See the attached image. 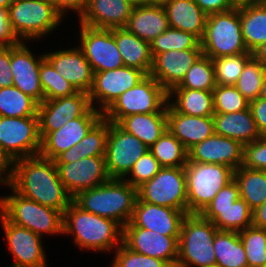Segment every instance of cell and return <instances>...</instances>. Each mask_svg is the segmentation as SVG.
<instances>
[{
  "mask_svg": "<svg viewBox=\"0 0 266 267\" xmlns=\"http://www.w3.org/2000/svg\"><path fill=\"white\" fill-rule=\"evenodd\" d=\"M10 187L24 197L62 214L73 199L59 178L55 160L40 154L15 161Z\"/></svg>",
  "mask_w": 266,
  "mask_h": 267,
  "instance_id": "obj_1",
  "label": "cell"
},
{
  "mask_svg": "<svg viewBox=\"0 0 266 267\" xmlns=\"http://www.w3.org/2000/svg\"><path fill=\"white\" fill-rule=\"evenodd\" d=\"M63 234H73L74 244L81 249L100 252L116 250L123 243L118 222L84 211L73 201L63 213Z\"/></svg>",
  "mask_w": 266,
  "mask_h": 267,
  "instance_id": "obj_2",
  "label": "cell"
},
{
  "mask_svg": "<svg viewBox=\"0 0 266 267\" xmlns=\"http://www.w3.org/2000/svg\"><path fill=\"white\" fill-rule=\"evenodd\" d=\"M138 189L124 179L110 178L102 185L78 192L72 201L84 211L112 219L122 227L133 215Z\"/></svg>",
  "mask_w": 266,
  "mask_h": 267,
  "instance_id": "obj_3",
  "label": "cell"
},
{
  "mask_svg": "<svg viewBox=\"0 0 266 267\" xmlns=\"http://www.w3.org/2000/svg\"><path fill=\"white\" fill-rule=\"evenodd\" d=\"M217 227L200 214H187L178 239L176 267L216 266L213 243Z\"/></svg>",
  "mask_w": 266,
  "mask_h": 267,
  "instance_id": "obj_4",
  "label": "cell"
},
{
  "mask_svg": "<svg viewBox=\"0 0 266 267\" xmlns=\"http://www.w3.org/2000/svg\"><path fill=\"white\" fill-rule=\"evenodd\" d=\"M13 195L0 197V212L13 224L27 228L40 237L63 234V214L24 197L12 187Z\"/></svg>",
  "mask_w": 266,
  "mask_h": 267,
  "instance_id": "obj_5",
  "label": "cell"
},
{
  "mask_svg": "<svg viewBox=\"0 0 266 267\" xmlns=\"http://www.w3.org/2000/svg\"><path fill=\"white\" fill-rule=\"evenodd\" d=\"M188 214H200L215 195L234 179V169L222 164L197 163L189 159L185 165Z\"/></svg>",
  "mask_w": 266,
  "mask_h": 267,
  "instance_id": "obj_6",
  "label": "cell"
},
{
  "mask_svg": "<svg viewBox=\"0 0 266 267\" xmlns=\"http://www.w3.org/2000/svg\"><path fill=\"white\" fill-rule=\"evenodd\" d=\"M201 48L202 54L210 58L249 52L241 31L239 4L231 10L208 15Z\"/></svg>",
  "mask_w": 266,
  "mask_h": 267,
  "instance_id": "obj_7",
  "label": "cell"
},
{
  "mask_svg": "<svg viewBox=\"0 0 266 267\" xmlns=\"http://www.w3.org/2000/svg\"><path fill=\"white\" fill-rule=\"evenodd\" d=\"M8 9L12 29L21 42L51 33L64 17L50 0H13Z\"/></svg>",
  "mask_w": 266,
  "mask_h": 267,
  "instance_id": "obj_8",
  "label": "cell"
},
{
  "mask_svg": "<svg viewBox=\"0 0 266 267\" xmlns=\"http://www.w3.org/2000/svg\"><path fill=\"white\" fill-rule=\"evenodd\" d=\"M168 92L150 75L121 94L103 113V117L117 124L131 114L167 112Z\"/></svg>",
  "mask_w": 266,
  "mask_h": 267,
  "instance_id": "obj_9",
  "label": "cell"
},
{
  "mask_svg": "<svg viewBox=\"0 0 266 267\" xmlns=\"http://www.w3.org/2000/svg\"><path fill=\"white\" fill-rule=\"evenodd\" d=\"M138 198L150 204L188 212L185 167H162L138 188Z\"/></svg>",
  "mask_w": 266,
  "mask_h": 267,
  "instance_id": "obj_10",
  "label": "cell"
},
{
  "mask_svg": "<svg viewBox=\"0 0 266 267\" xmlns=\"http://www.w3.org/2000/svg\"><path fill=\"white\" fill-rule=\"evenodd\" d=\"M0 145L14 161L39 155V117L0 116Z\"/></svg>",
  "mask_w": 266,
  "mask_h": 267,
  "instance_id": "obj_11",
  "label": "cell"
},
{
  "mask_svg": "<svg viewBox=\"0 0 266 267\" xmlns=\"http://www.w3.org/2000/svg\"><path fill=\"white\" fill-rule=\"evenodd\" d=\"M148 150L149 148L136 136L109 122L105 162L110 178H125L135 162Z\"/></svg>",
  "mask_w": 266,
  "mask_h": 267,
  "instance_id": "obj_12",
  "label": "cell"
},
{
  "mask_svg": "<svg viewBox=\"0 0 266 267\" xmlns=\"http://www.w3.org/2000/svg\"><path fill=\"white\" fill-rule=\"evenodd\" d=\"M80 46H78L93 72L113 70L124 66L117 48L113 29L93 28L80 24Z\"/></svg>",
  "mask_w": 266,
  "mask_h": 267,
  "instance_id": "obj_13",
  "label": "cell"
},
{
  "mask_svg": "<svg viewBox=\"0 0 266 267\" xmlns=\"http://www.w3.org/2000/svg\"><path fill=\"white\" fill-rule=\"evenodd\" d=\"M146 76L143 71L127 66L95 72L89 92L91 106L95 108V102L99 103L97 109L104 113L121 94L136 86Z\"/></svg>",
  "mask_w": 266,
  "mask_h": 267,
  "instance_id": "obj_14",
  "label": "cell"
},
{
  "mask_svg": "<svg viewBox=\"0 0 266 267\" xmlns=\"http://www.w3.org/2000/svg\"><path fill=\"white\" fill-rule=\"evenodd\" d=\"M91 107L89 93L82 91L40 103L38 117L41 141L49 133L59 130L66 122L82 117Z\"/></svg>",
  "mask_w": 266,
  "mask_h": 267,
  "instance_id": "obj_15",
  "label": "cell"
},
{
  "mask_svg": "<svg viewBox=\"0 0 266 267\" xmlns=\"http://www.w3.org/2000/svg\"><path fill=\"white\" fill-rule=\"evenodd\" d=\"M0 221L13 255L12 267H47L42 240L31 230L11 223L1 212Z\"/></svg>",
  "mask_w": 266,
  "mask_h": 267,
  "instance_id": "obj_16",
  "label": "cell"
},
{
  "mask_svg": "<svg viewBox=\"0 0 266 267\" xmlns=\"http://www.w3.org/2000/svg\"><path fill=\"white\" fill-rule=\"evenodd\" d=\"M59 178L66 191L74 197L78 192L107 182L105 156H90L70 163H56Z\"/></svg>",
  "mask_w": 266,
  "mask_h": 267,
  "instance_id": "obj_17",
  "label": "cell"
},
{
  "mask_svg": "<svg viewBox=\"0 0 266 267\" xmlns=\"http://www.w3.org/2000/svg\"><path fill=\"white\" fill-rule=\"evenodd\" d=\"M102 117L103 113L97 107H91L82 117L66 122L41 141L40 155L55 160L61 153L78 144Z\"/></svg>",
  "mask_w": 266,
  "mask_h": 267,
  "instance_id": "obj_18",
  "label": "cell"
},
{
  "mask_svg": "<svg viewBox=\"0 0 266 267\" xmlns=\"http://www.w3.org/2000/svg\"><path fill=\"white\" fill-rule=\"evenodd\" d=\"M179 236L162 235L136 226L123 227V243L132 251L168 262L176 267Z\"/></svg>",
  "mask_w": 266,
  "mask_h": 267,
  "instance_id": "obj_19",
  "label": "cell"
},
{
  "mask_svg": "<svg viewBox=\"0 0 266 267\" xmlns=\"http://www.w3.org/2000/svg\"><path fill=\"white\" fill-rule=\"evenodd\" d=\"M187 214L188 212L150 204L137 198L131 220L125 226L145 228L167 236H180Z\"/></svg>",
  "mask_w": 266,
  "mask_h": 267,
  "instance_id": "obj_20",
  "label": "cell"
},
{
  "mask_svg": "<svg viewBox=\"0 0 266 267\" xmlns=\"http://www.w3.org/2000/svg\"><path fill=\"white\" fill-rule=\"evenodd\" d=\"M44 58V54L36 58L24 42L11 46L13 86L35 99L39 104L44 101L39 78L40 65Z\"/></svg>",
  "mask_w": 266,
  "mask_h": 267,
  "instance_id": "obj_21",
  "label": "cell"
},
{
  "mask_svg": "<svg viewBox=\"0 0 266 267\" xmlns=\"http://www.w3.org/2000/svg\"><path fill=\"white\" fill-rule=\"evenodd\" d=\"M244 146L236 140L213 134L188 151V159L197 163L222 164L238 169L243 165Z\"/></svg>",
  "mask_w": 266,
  "mask_h": 267,
  "instance_id": "obj_22",
  "label": "cell"
},
{
  "mask_svg": "<svg viewBox=\"0 0 266 267\" xmlns=\"http://www.w3.org/2000/svg\"><path fill=\"white\" fill-rule=\"evenodd\" d=\"M201 54L202 48L170 50L156 54L149 75L169 92L183 80L188 69Z\"/></svg>",
  "mask_w": 266,
  "mask_h": 267,
  "instance_id": "obj_23",
  "label": "cell"
},
{
  "mask_svg": "<svg viewBox=\"0 0 266 267\" xmlns=\"http://www.w3.org/2000/svg\"><path fill=\"white\" fill-rule=\"evenodd\" d=\"M56 72L70 82L77 91L89 93L94 72L79 47L44 54Z\"/></svg>",
  "mask_w": 266,
  "mask_h": 267,
  "instance_id": "obj_24",
  "label": "cell"
},
{
  "mask_svg": "<svg viewBox=\"0 0 266 267\" xmlns=\"http://www.w3.org/2000/svg\"><path fill=\"white\" fill-rule=\"evenodd\" d=\"M134 6L127 0H89L79 22L100 29L125 28Z\"/></svg>",
  "mask_w": 266,
  "mask_h": 267,
  "instance_id": "obj_25",
  "label": "cell"
},
{
  "mask_svg": "<svg viewBox=\"0 0 266 267\" xmlns=\"http://www.w3.org/2000/svg\"><path fill=\"white\" fill-rule=\"evenodd\" d=\"M167 129L189 151L196 144L214 134L213 116H189L177 112L167 103Z\"/></svg>",
  "mask_w": 266,
  "mask_h": 267,
  "instance_id": "obj_26",
  "label": "cell"
},
{
  "mask_svg": "<svg viewBox=\"0 0 266 267\" xmlns=\"http://www.w3.org/2000/svg\"><path fill=\"white\" fill-rule=\"evenodd\" d=\"M125 28L142 40L151 42L169 28L163 6L140 3L135 5Z\"/></svg>",
  "mask_w": 266,
  "mask_h": 267,
  "instance_id": "obj_27",
  "label": "cell"
},
{
  "mask_svg": "<svg viewBox=\"0 0 266 267\" xmlns=\"http://www.w3.org/2000/svg\"><path fill=\"white\" fill-rule=\"evenodd\" d=\"M214 133L239 141L243 146L261 137L250 107L233 113L213 115Z\"/></svg>",
  "mask_w": 266,
  "mask_h": 267,
  "instance_id": "obj_28",
  "label": "cell"
},
{
  "mask_svg": "<svg viewBox=\"0 0 266 267\" xmlns=\"http://www.w3.org/2000/svg\"><path fill=\"white\" fill-rule=\"evenodd\" d=\"M163 7L169 27L190 32L200 40L203 38L208 15L194 0H171Z\"/></svg>",
  "mask_w": 266,
  "mask_h": 267,
  "instance_id": "obj_29",
  "label": "cell"
},
{
  "mask_svg": "<svg viewBox=\"0 0 266 267\" xmlns=\"http://www.w3.org/2000/svg\"><path fill=\"white\" fill-rule=\"evenodd\" d=\"M113 36L124 66L139 69L149 75L153 63L150 42L140 39L126 28H114Z\"/></svg>",
  "mask_w": 266,
  "mask_h": 267,
  "instance_id": "obj_30",
  "label": "cell"
},
{
  "mask_svg": "<svg viewBox=\"0 0 266 267\" xmlns=\"http://www.w3.org/2000/svg\"><path fill=\"white\" fill-rule=\"evenodd\" d=\"M117 125L150 148L167 130V112L131 114L123 117Z\"/></svg>",
  "mask_w": 266,
  "mask_h": 267,
  "instance_id": "obj_31",
  "label": "cell"
},
{
  "mask_svg": "<svg viewBox=\"0 0 266 267\" xmlns=\"http://www.w3.org/2000/svg\"><path fill=\"white\" fill-rule=\"evenodd\" d=\"M241 31L249 52L266 42V5L261 2L239 4Z\"/></svg>",
  "mask_w": 266,
  "mask_h": 267,
  "instance_id": "obj_32",
  "label": "cell"
},
{
  "mask_svg": "<svg viewBox=\"0 0 266 267\" xmlns=\"http://www.w3.org/2000/svg\"><path fill=\"white\" fill-rule=\"evenodd\" d=\"M171 98L175 101L172 102ZM168 103L177 112L189 116L207 117L215 114L212 91L172 88L168 92Z\"/></svg>",
  "mask_w": 266,
  "mask_h": 267,
  "instance_id": "obj_33",
  "label": "cell"
},
{
  "mask_svg": "<svg viewBox=\"0 0 266 267\" xmlns=\"http://www.w3.org/2000/svg\"><path fill=\"white\" fill-rule=\"evenodd\" d=\"M253 210L242 199H237L227 209H204L200 215L217 227L218 230L240 232L252 225Z\"/></svg>",
  "mask_w": 266,
  "mask_h": 267,
  "instance_id": "obj_34",
  "label": "cell"
},
{
  "mask_svg": "<svg viewBox=\"0 0 266 267\" xmlns=\"http://www.w3.org/2000/svg\"><path fill=\"white\" fill-rule=\"evenodd\" d=\"M218 267H248L246 253L239 233L217 230L213 243Z\"/></svg>",
  "mask_w": 266,
  "mask_h": 267,
  "instance_id": "obj_35",
  "label": "cell"
},
{
  "mask_svg": "<svg viewBox=\"0 0 266 267\" xmlns=\"http://www.w3.org/2000/svg\"><path fill=\"white\" fill-rule=\"evenodd\" d=\"M240 188V198L254 210L266 201V171L245 168L234 170Z\"/></svg>",
  "mask_w": 266,
  "mask_h": 267,
  "instance_id": "obj_36",
  "label": "cell"
},
{
  "mask_svg": "<svg viewBox=\"0 0 266 267\" xmlns=\"http://www.w3.org/2000/svg\"><path fill=\"white\" fill-rule=\"evenodd\" d=\"M39 103L15 86L0 88V116H38Z\"/></svg>",
  "mask_w": 266,
  "mask_h": 267,
  "instance_id": "obj_37",
  "label": "cell"
},
{
  "mask_svg": "<svg viewBox=\"0 0 266 267\" xmlns=\"http://www.w3.org/2000/svg\"><path fill=\"white\" fill-rule=\"evenodd\" d=\"M162 167H185L188 151L183 144L167 129L149 148Z\"/></svg>",
  "mask_w": 266,
  "mask_h": 267,
  "instance_id": "obj_38",
  "label": "cell"
},
{
  "mask_svg": "<svg viewBox=\"0 0 266 267\" xmlns=\"http://www.w3.org/2000/svg\"><path fill=\"white\" fill-rule=\"evenodd\" d=\"M216 87L212 59L201 54L188 69L183 80L173 88L212 91Z\"/></svg>",
  "mask_w": 266,
  "mask_h": 267,
  "instance_id": "obj_39",
  "label": "cell"
},
{
  "mask_svg": "<svg viewBox=\"0 0 266 267\" xmlns=\"http://www.w3.org/2000/svg\"><path fill=\"white\" fill-rule=\"evenodd\" d=\"M151 54L154 57L170 50L201 48V40L190 32L169 27L150 42Z\"/></svg>",
  "mask_w": 266,
  "mask_h": 267,
  "instance_id": "obj_40",
  "label": "cell"
},
{
  "mask_svg": "<svg viewBox=\"0 0 266 267\" xmlns=\"http://www.w3.org/2000/svg\"><path fill=\"white\" fill-rule=\"evenodd\" d=\"M39 78L44 93V101L66 97L77 92L70 82L56 72L46 58L41 61Z\"/></svg>",
  "mask_w": 266,
  "mask_h": 267,
  "instance_id": "obj_41",
  "label": "cell"
},
{
  "mask_svg": "<svg viewBox=\"0 0 266 267\" xmlns=\"http://www.w3.org/2000/svg\"><path fill=\"white\" fill-rule=\"evenodd\" d=\"M265 78L266 67L253 56L246 63L234 86L249 102H252L259 98Z\"/></svg>",
  "mask_w": 266,
  "mask_h": 267,
  "instance_id": "obj_42",
  "label": "cell"
},
{
  "mask_svg": "<svg viewBox=\"0 0 266 267\" xmlns=\"http://www.w3.org/2000/svg\"><path fill=\"white\" fill-rule=\"evenodd\" d=\"M252 52L211 58L214 65L216 85H235Z\"/></svg>",
  "mask_w": 266,
  "mask_h": 267,
  "instance_id": "obj_43",
  "label": "cell"
},
{
  "mask_svg": "<svg viewBox=\"0 0 266 267\" xmlns=\"http://www.w3.org/2000/svg\"><path fill=\"white\" fill-rule=\"evenodd\" d=\"M238 233L245 249L248 267H263L266 264V230L251 225Z\"/></svg>",
  "mask_w": 266,
  "mask_h": 267,
  "instance_id": "obj_44",
  "label": "cell"
},
{
  "mask_svg": "<svg viewBox=\"0 0 266 267\" xmlns=\"http://www.w3.org/2000/svg\"><path fill=\"white\" fill-rule=\"evenodd\" d=\"M212 92L215 113H233L250 107V102L234 85H216Z\"/></svg>",
  "mask_w": 266,
  "mask_h": 267,
  "instance_id": "obj_45",
  "label": "cell"
},
{
  "mask_svg": "<svg viewBox=\"0 0 266 267\" xmlns=\"http://www.w3.org/2000/svg\"><path fill=\"white\" fill-rule=\"evenodd\" d=\"M109 121L102 117L78 143L82 158L105 156Z\"/></svg>",
  "mask_w": 266,
  "mask_h": 267,
  "instance_id": "obj_46",
  "label": "cell"
},
{
  "mask_svg": "<svg viewBox=\"0 0 266 267\" xmlns=\"http://www.w3.org/2000/svg\"><path fill=\"white\" fill-rule=\"evenodd\" d=\"M115 252L110 267H172L166 261L132 251L124 243Z\"/></svg>",
  "mask_w": 266,
  "mask_h": 267,
  "instance_id": "obj_47",
  "label": "cell"
},
{
  "mask_svg": "<svg viewBox=\"0 0 266 267\" xmlns=\"http://www.w3.org/2000/svg\"><path fill=\"white\" fill-rule=\"evenodd\" d=\"M161 168L159 161L148 150L135 162L130 172L125 176H128V179H123L138 189L145 182L151 180Z\"/></svg>",
  "mask_w": 266,
  "mask_h": 267,
  "instance_id": "obj_48",
  "label": "cell"
},
{
  "mask_svg": "<svg viewBox=\"0 0 266 267\" xmlns=\"http://www.w3.org/2000/svg\"><path fill=\"white\" fill-rule=\"evenodd\" d=\"M242 166L266 171V136L244 145Z\"/></svg>",
  "mask_w": 266,
  "mask_h": 267,
  "instance_id": "obj_49",
  "label": "cell"
},
{
  "mask_svg": "<svg viewBox=\"0 0 266 267\" xmlns=\"http://www.w3.org/2000/svg\"><path fill=\"white\" fill-rule=\"evenodd\" d=\"M240 198L238 182L233 179L225 185L205 207V209H227Z\"/></svg>",
  "mask_w": 266,
  "mask_h": 267,
  "instance_id": "obj_50",
  "label": "cell"
},
{
  "mask_svg": "<svg viewBox=\"0 0 266 267\" xmlns=\"http://www.w3.org/2000/svg\"><path fill=\"white\" fill-rule=\"evenodd\" d=\"M20 43L11 26L9 9L0 6V47L17 46Z\"/></svg>",
  "mask_w": 266,
  "mask_h": 267,
  "instance_id": "obj_51",
  "label": "cell"
},
{
  "mask_svg": "<svg viewBox=\"0 0 266 267\" xmlns=\"http://www.w3.org/2000/svg\"><path fill=\"white\" fill-rule=\"evenodd\" d=\"M13 86L11 47H0V88Z\"/></svg>",
  "mask_w": 266,
  "mask_h": 267,
  "instance_id": "obj_52",
  "label": "cell"
},
{
  "mask_svg": "<svg viewBox=\"0 0 266 267\" xmlns=\"http://www.w3.org/2000/svg\"><path fill=\"white\" fill-rule=\"evenodd\" d=\"M207 15L225 12L238 7L236 0H194Z\"/></svg>",
  "mask_w": 266,
  "mask_h": 267,
  "instance_id": "obj_53",
  "label": "cell"
},
{
  "mask_svg": "<svg viewBox=\"0 0 266 267\" xmlns=\"http://www.w3.org/2000/svg\"><path fill=\"white\" fill-rule=\"evenodd\" d=\"M250 109L259 133L266 136V100L260 97L255 99L250 102Z\"/></svg>",
  "mask_w": 266,
  "mask_h": 267,
  "instance_id": "obj_54",
  "label": "cell"
},
{
  "mask_svg": "<svg viewBox=\"0 0 266 267\" xmlns=\"http://www.w3.org/2000/svg\"><path fill=\"white\" fill-rule=\"evenodd\" d=\"M14 164L15 161L0 145V184L11 186Z\"/></svg>",
  "mask_w": 266,
  "mask_h": 267,
  "instance_id": "obj_55",
  "label": "cell"
},
{
  "mask_svg": "<svg viewBox=\"0 0 266 267\" xmlns=\"http://www.w3.org/2000/svg\"><path fill=\"white\" fill-rule=\"evenodd\" d=\"M57 10L63 15L70 9L76 11L78 16L85 10L89 0H50Z\"/></svg>",
  "mask_w": 266,
  "mask_h": 267,
  "instance_id": "obj_56",
  "label": "cell"
},
{
  "mask_svg": "<svg viewBox=\"0 0 266 267\" xmlns=\"http://www.w3.org/2000/svg\"><path fill=\"white\" fill-rule=\"evenodd\" d=\"M82 159L80 145L76 144L65 152L61 153L56 159L55 163H70Z\"/></svg>",
  "mask_w": 266,
  "mask_h": 267,
  "instance_id": "obj_57",
  "label": "cell"
},
{
  "mask_svg": "<svg viewBox=\"0 0 266 267\" xmlns=\"http://www.w3.org/2000/svg\"><path fill=\"white\" fill-rule=\"evenodd\" d=\"M252 225L266 230V201L253 210Z\"/></svg>",
  "mask_w": 266,
  "mask_h": 267,
  "instance_id": "obj_58",
  "label": "cell"
},
{
  "mask_svg": "<svg viewBox=\"0 0 266 267\" xmlns=\"http://www.w3.org/2000/svg\"><path fill=\"white\" fill-rule=\"evenodd\" d=\"M253 56L266 67V42L253 52Z\"/></svg>",
  "mask_w": 266,
  "mask_h": 267,
  "instance_id": "obj_59",
  "label": "cell"
},
{
  "mask_svg": "<svg viewBox=\"0 0 266 267\" xmlns=\"http://www.w3.org/2000/svg\"><path fill=\"white\" fill-rule=\"evenodd\" d=\"M171 0H143V3L164 6L165 4L169 3Z\"/></svg>",
  "mask_w": 266,
  "mask_h": 267,
  "instance_id": "obj_60",
  "label": "cell"
},
{
  "mask_svg": "<svg viewBox=\"0 0 266 267\" xmlns=\"http://www.w3.org/2000/svg\"><path fill=\"white\" fill-rule=\"evenodd\" d=\"M259 97L266 100V78L263 81V85L261 87V92H260Z\"/></svg>",
  "mask_w": 266,
  "mask_h": 267,
  "instance_id": "obj_61",
  "label": "cell"
},
{
  "mask_svg": "<svg viewBox=\"0 0 266 267\" xmlns=\"http://www.w3.org/2000/svg\"><path fill=\"white\" fill-rule=\"evenodd\" d=\"M13 0H0V6L4 8H9V5Z\"/></svg>",
  "mask_w": 266,
  "mask_h": 267,
  "instance_id": "obj_62",
  "label": "cell"
},
{
  "mask_svg": "<svg viewBox=\"0 0 266 267\" xmlns=\"http://www.w3.org/2000/svg\"><path fill=\"white\" fill-rule=\"evenodd\" d=\"M239 4L245 2H261L262 0H236Z\"/></svg>",
  "mask_w": 266,
  "mask_h": 267,
  "instance_id": "obj_63",
  "label": "cell"
},
{
  "mask_svg": "<svg viewBox=\"0 0 266 267\" xmlns=\"http://www.w3.org/2000/svg\"><path fill=\"white\" fill-rule=\"evenodd\" d=\"M127 1L133 3L134 5H138L143 2V0H127Z\"/></svg>",
  "mask_w": 266,
  "mask_h": 267,
  "instance_id": "obj_64",
  "label": "cell"
},
{
  "mask_svg": "<svg viewBox=\"0 0 266 267\" xmlns=\"http://www.w3.org/2000/svg\"><path fill=\"white\" fill-rule=\"evenodd\" d=\"M261 3L266 5V0H262Z\"/></svg>",
  "mask_w": 266,
  "mask_h": 267,
  "instance_id": "obj_65",
  "label": "cell"
}]
</instances>
